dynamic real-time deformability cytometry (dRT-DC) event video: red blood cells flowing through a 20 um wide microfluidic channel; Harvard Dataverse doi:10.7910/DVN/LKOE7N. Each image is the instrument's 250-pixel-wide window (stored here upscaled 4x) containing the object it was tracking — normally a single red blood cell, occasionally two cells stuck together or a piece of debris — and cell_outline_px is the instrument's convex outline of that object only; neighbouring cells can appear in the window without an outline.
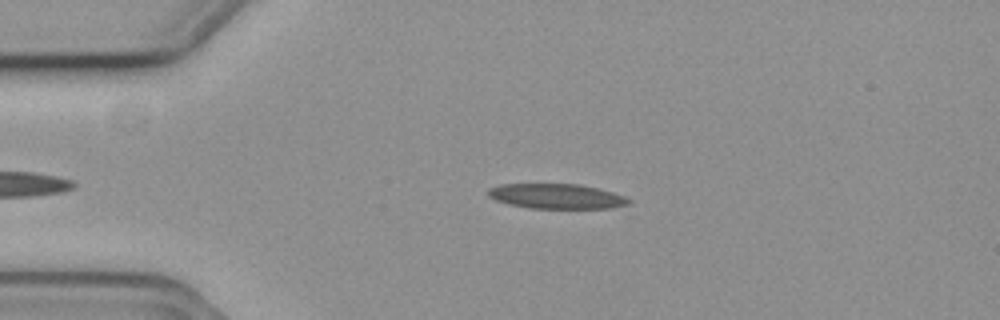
{"species": "common noctule bat (a hibernating species)", "species_latin": "Nyctalus noctula", "temperature_condition": "cold", "stored_images_in_passage": 44, "camera_frame_rate_fps": 3000, "um_per_image_px": 0.085, "animal": {"sex": "female", "body_mass_g": 19.3, "forearm_length_mm": 54.1}, "frame": {"image": 1, "passage_image": 6, "time_ms": 1.667, "image_size_px": [1000, 320], "cell_outline_px": [[632, 200], [628, 204], [612, 208], [528, 208], [508, 204], [496, 200], [488, 196], [488, 188], [500, 184], [580, 184], [612, 192], [624, 196]], "centroid_in_image_um": [47.28, 16.68], "position_along_channel_um": 37.7, "area_um2": 20.4}}
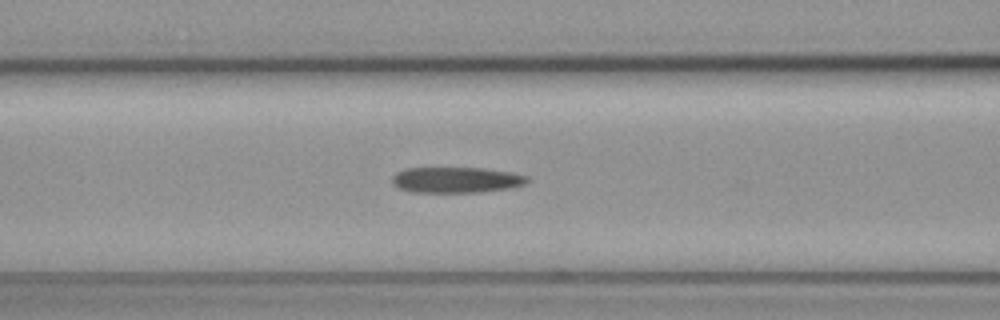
{"frame": {"image": 2, "passage_image": 16, "time_ms": 5.0, "image_size_px": [1000, 320], "cell_outline_px": [[532, 180], [528, 184], [512, 188], [484, 192], [412, 192], [400, 188], [392, 184], [392, 176], [396, 172], [408, 168], [484, 168], [508, 172], [528, 176]], "centroid_in_image_um": [38.84, 15.3], "position_along_channel_um": 127.8, "area_um2": 20.52}}
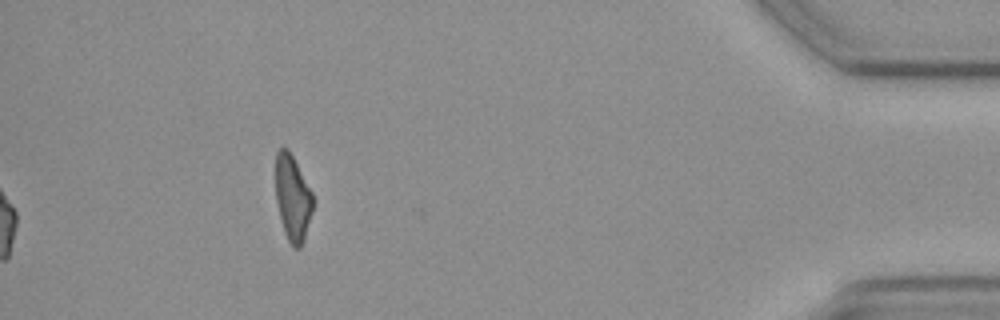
{"frame": {"image": 3, "passage_image": 44, "time_ms": 14.333, "image_size_px": [1000, 320], "cell_outline_px": [[312, 212], [304, 240], [300, 248], [292, 248], [284, 232], [280, 220], [276, 200], [276, 152], [280, 148], [288, 148], [312, 192]], "centroid_in_image_um": [24.86, 16.86], "position_along_channel_um": 410.3, "area_um2": 18.55}, "authors_computed_cell_mechanics": {"area_um2": 20.519, "velocity_mm_per_s": 3.6998, "shape_relaxation_time_tau1_ms": 10.9728, "shape_relaxation_time_tau2_ms": null, "deformation_change_tau1": 0.2313, "deformation_change_tau2": null}}